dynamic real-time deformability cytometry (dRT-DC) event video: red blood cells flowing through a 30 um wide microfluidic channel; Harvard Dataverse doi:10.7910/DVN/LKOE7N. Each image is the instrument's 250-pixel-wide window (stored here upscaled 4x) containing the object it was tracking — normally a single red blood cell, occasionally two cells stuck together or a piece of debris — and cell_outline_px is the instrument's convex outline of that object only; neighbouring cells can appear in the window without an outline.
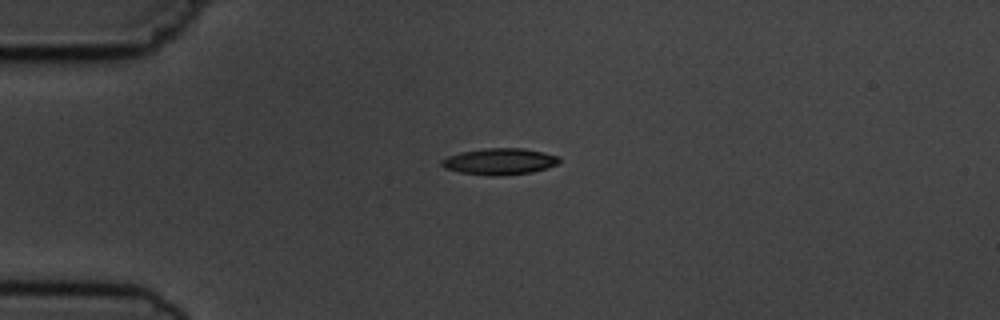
{"species": "common noctule bat (a hibernating species)", "species_latin": "Nyctalus noctula", "temperature_condition": "cold", "stored_images_in_passage": 2, "camera_frame_rate_fps": 3000, "um_per_image_px": 0.085, "animal": {"sex": "male", "body_mass_g": 19.5, "forearm_length_mm": 54.6}, "frame": {"image": 1, "passage_image": 1, "time_ms": 0.0, "image_size_px": [1000, 320], "cell_outline_px": [[560, 160], [556, 164], [532, 172], [460, 172], [444, 168], [440, 164], [440, 160], [448, 156], [460, 152], [484, 148], [520, 148], [544, 152], [560, 156]], "centroid_in_image_um": [42.45, 13.65], "position_along_channel_um": 42.5, "area_um2": 16.94}}